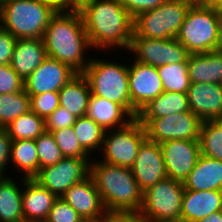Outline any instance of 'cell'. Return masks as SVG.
Returning a JSON list of instances; mask_svg holds the SVG:
<instances>
[{"instance_id":"cell-1","label":"cell","mask_w":222,"mask_h":222,"mask_svg":"<svg viewBox=\"0 0 222 222\" xmlns=\"http://www.w3.org/2000/svg\"><path fill=\"white\" fill-rule=\"evenodd\" d=\"M79 12L92 50H129L133 17L118 0H93Z\"/></svg>"},{"instance_id":"cell-2","label":"cell","mask_w":222,"mask_h":222,"mask_svg":"<svg viewBox=\"0 0 222 222\" xmlns=\"http://www.w3.org/2000/svg\"><path fill=\"white\" fill-rule=\"evenodd\" d=\"M42 39L47 57L68 64L77 73H82L90 63L91 56L88 58L86 54L92 51V47L79 10L59 8L50 19Z\"/></svg>"},{"instance_id":"cell-3","label":"cell","mask_w":222,"mask_h":222,"mask_svg":"<svg viewBox=\"0 0 222 222\" xmlns=\"http://www.w3.org/2000/svg\"><path fill=\"white\" fill-rule=\"evenodd\" d=\"M96 159L91 160L89 176L99 191L105 208L139 211L142 206L143 191L134 178L131 168Z\"/></svg>"},{"instance_id":"cell-4","label":"cell","mask_w":222,"mask_h":222,"mask_svg":"<svg viewBox=\"0 0 222 222\" xmlns=\"http://www.w3.org/2000/svg\"><path fill=\"white\" fill-rule=\"evenodd\" d=\"M58 9L49 0H5L0 3V26L16 39H42Z\"/></svg>"},{"instance_id":"cell-5","label":"cell","mask_w":222,"mask_h":222,"mask_svg":"<svg viewBox=\"0 0 222 222\" xmlns=\"http://www.w3.org/2000/svg\"><path fill=\"white\" fill-rule=\"evenodd\" d=\"M222 12L212 6H191L176 39L190 54L218 50Z\"/></svg>"},{"instance_id":"cell-6","label":"cell","mask_w":222,"mask_h":222,"mask_svg":"<svg viewBox=\"0 0 222 222\" xmlns=\"http://www.w3.org/2000/svg\"><path fill=\"white\" fill-rule=\"evenodd\" d=\"M120 63L91 56L90 63L82 74L89 83L92 95L116 102L131 114L128 63Z\"/></svg>"},{"instance_id":"cell-7","label":"cell","mask_w":222,"mask_h":222,"mask_svg":"<svg viewBox=\"0 0 222 222\" xmlns=\"http://www.w3.org/2000/svg\"><path fill=\"white\" fill-rule=\"evenodd\" d=\"M183 183L169 177L143 192L139 212L148 222H166L181 217Z\"/></svg>"},{"instance_id":"cell-8","label":"cell","mask_w":222,"mask_h":222,"mask_svg":"<svg viewBox=\"0 0 222 222\" xmlns=\"http://www.w3.org/2000/svg\"><path fill=\"white\" fill-rule=\"evenodd\" d=\"M146 138L145 128L136 118L122 128L107 130L98 152L102 155L99 161L131 168L138 148Z\"/></svg>"},{"instance_id":"cell-9","label":"cell","mask_w":222,"mask_h":222,"mask_svg":"<svg viewBox=\"0 0 222 222\" xmlns=\"http://www.w3.org/2000/svg\"><path fill=\"white\" fill-rule=\"evenodd\" d=\"M137 120L144 126L147 139L158 144L168 140L199 141L202 121L191 111Z\"/></svg>"},{"instance_id":"cell-10","label":"cell","mask_w":222,"mask_h":222,"mask_svg":"<svg viewBox=\"0 0 222 222\" xmlns=\"http://www.w3.org/2000/svg\"><path fill=\"white\" fill-rule=\"evenodd\" d=\"M127 53H133L134 60L156 68L184 63L190 54L176 38L154 39L139 36H132Z\"/></svg>"},{"instance_id":"cell-11","label":"cell","mask_w":222,"mask_h":222,"mask_svg":"<svg viewBox=\"0 0 222 222\" xmlns=\"http://www.w3.org/2000/svg\"><path fill=\"white\" fill-rule=\"evenodd\" d=\"M91 160L64 157L56 164L41 169L34 179L57 198H61L71 186L89 177Z\"/></svg>"},{"instance_id":"cell-12","label":"cell","mask_w":222,"mask_h":222,"mask_svg":"<svg viewBox=\"0 0 222 222\" xmlns=\"http://www.w3.org/2000/svg\"><path fill=\"white\" fill-rule=\"evenodd\" d=\"M128 82L131 101V115L136 118L138 112L155 99L164 88L156 67L130 59Z\"/></svg>"},{"instance_id":"cell-13","label":"cell","mask_w":222,"mask_h":222,"mask_svg":"<svg viewBox=\"0 0 222 222\" xmlns=\"http://www.w3.org/2000/svg\"><path fill=\"white\" fill-rule=\"evenodd\" d=\"M160 147L167 176L183 183L201 156L199 141L168 140Z\"/></svg>"},{"instance_id":"cell-14","label":"cell","mask_w":222,"mask_h":222,"mask_svg":"<svg viewBox=\"0 0 222 222\" xmlns=\"http://www.w3.org/2000/svg\"><path fill=\"white\" fill-rule=\"evenodd\" d=\"M131 170L143 192L158 181L167 178L160 144L146 138L138 148Z\"/></svg>"},{"instance_id":"cell-15","label":"cell","mask_w":222,"mask_h":222,"mask_svg":"<svg viewBox=\"0 0 222 222\" xmlns=\"http://www.w3.org/2000/svg\"><path fill=\"white\" fill-rule=\"evenodd\" d=\"M77 72L68 64L47 57L24 81L28 94H41L59 90L72 79Z\"/></svg>"},{"instance_id":"cell-16","label":"cell","mask_w":222,"mask_h":222,"mask_svg":"<svg viewBox=\"0 0 222 222\" xmlns=\"http://www.w3.org/2000/svg\"><path fill=\"white\" fill-rule=\"evenodd\" d=\"M86 222H98L106 208L92 178L71 186L62 196Z\"/></svg>"},{"instance_id":"cell-17","label":"cell","mask_w":222,"mask_h":222,"mask_svg":"<svg viewBox=\"0 0 222 222\" xmlns=\"http://www.w3.org/2000/svg\"><path fill=\"white\" fill-rule=\"evenodd\" d=\"M187 97L191 112L201 121L222 119V84L191 83Z\"/></svg>"},{"instance_id":"cell-18","label":"cell","mask_w":222,"mask_h":222,"mask_svg":"<svg viewBox=\"0 0 222 222\" xmlns=\"http://www.w3.org/2000/svg\"><path fill=\"white\" fill-rule=\"evenodd\" d=\"M56 199L34 178H23L22 210L25 222H44Z\"/></svg>"},{"instance_id":"cell-19","label":"cell","mask_w":222,"mask_h":222,"mask_svg":"<svg viewBox=\"0 0 222 222\" xmlns=\"http://www.w3.org/2000/svg\"><path fill=\"white\" fill-rule=\"evenodd\" d=\"M46 58L43 39H17L10 66L25 81Z\"/></svg>"},{"instance_id":"cell-20","label":"cell","mask_w":222,"mask_h":222,"mask_svg":"<svg viewBox=\"0 0 222 222\" xmlns=\"http://www.w3.org/2000/svg\"><path fill=\"white\" fill-rule=\"evenodd\" d=\"M218 211H222V191H184L181 205V218L191 222H197L209 216L211 213Z\"/></svg>"},{"instance_id":"cell-21","label":"cell","mask_w":222,"mask_h":222,"mask_svg":"<svg viewBox=\"0 0 222 222\" xmlns=\"http://www.w3.org/2000/svg\"><path fill=\"white\" fill-rule=\"evenodd\" d=\"M86 116L92 118L105 131L122 128L134 120L122 105L92 94Z\"/></svg>"},{"instance_id":"cell-22","label":"cell","mask_w":222,"mask_h":222,"mask_svg":"<svg viewBox=\"0 0 222 222\" xmlns=\"http://www.w3.org/2000/svg\"><path fill=\"white\" fill-rule=\"evenodd\" d=\"M187 68L191 83L222 84V50L189 54Z\"/></svg>"},{"instance_id":"cell-23","label":"cell","mask_w":222,"mask_h":222,"mask_svg":"<svg viewBox=\"0 0 222 222\" xmlns=\"http://www.w3.org/2000/svg\"><path fill=\"white\" fill-rule=\"evenodd\" d=\"M185 190L222 191V161L201 155L183 182Z\"/></svg>"},{"instance_id":"cell-24","label":"cell","mask_w":222,"mask_h":222,"mask_svg":"<svg viewBox=\"0 0 222 222\" xmlns=\"http://www.w3.org/2000/svg\"><path fill=\"white\" fill-rule=\"evenodd\" d=\"M58 93L61 107L76 117L86 116L91 91L89 83L82 73H77Z\"/></svg>"},{"instance_id":"cell-25","label":"cell","mask_w":222,"mask_h":222,"mask_svg":"<svg viewBox=\"0 0 222 222\" xmlns=\"http://www.w3.org/2000/svg\"><path fill=\"white\" fill-rule=\"evenodd\" d=\"M18 185L12 176L0 177V222H25L22 210L23 177Z\"/></svg>"},{"instance_id":"cell-26","label":"cell","mask_w":222,"mask_h":222,"mask_svg":"<svg viewBox=\"0 0 222 222\" xmlns=\"http://www.w3.org/2000/svg\"><path fill=\"white\" fill-rule=\"evenodd\" d=\"M191 111L187 93L162 92L142 108L136 119H155Z\"/></svg>"},{"instance_id":"cell-27","label":"cell","mask_w":222,"mask_h":222,"mask_svg":"<svg viewBox=\"0 0 222 222\" xmlns=\"http://www.w3.org/2000/svg\"><path fill=\"white\" fill-rule=\"evenodd\" d=\"M10 167L23 178H34L39 173V159L35 141L32 139L14 140L11 143ZM25 174V175H24Z\"/></svg>"},{"instance_id":"cell-28","label":"cell","mask_w":222,"mask_h":222,"mask_svg":"<svg viewBox=\"0 0 222 222\" xmlns=\"http://www.w3.org/2000/svg\"><path fill=\"white\" fill-rule=\"evenodd\" d=\"M72 127L80 146L90 156H95L102 148L106 131L88 116L77 117Z\"/></svg>"},{"instance_id":"cell-29","label":"cell","mask_w":222,"mask_h":222,"mask_svg":"<svg viewBox=\"0 0 222 222\" xmlns=\"http://www.w3.org/2000/svg\"><path fill=\"white\" fill-rule=\"evenodd\" d=\"M30 110V96L25 89L16 93L0 94V128H6Z\"/></svg>"},{"instance_id":"cell-30","label":"cell","mask_w":222,"mask_h":222,"mask_svg":"<svg viewBox=\"0 0 222 222\" xmlns=\"http://www.w3.org/2000/svg\"><path fill=\"white\" fill-rule=\"evenodd\" d=\"M190 7L184 0H165L160 5L163 39L176 38Z\"/></svg>"},{"instance_id":"cell-31","label":"cell","mask_w":222,"mask_h":222,"mask_svg":"<svg viewBox=\"0 0 222 222\" xmlns=\"http://www.w3.org/2000/svg\"><path fill=\"white\" fill-rule=\"evenodd\" d=\"M6 130L14 140L37 139L45 130V120L31 110L12 121Z\"/></svg>"},{"instance_id":"cell-32","label":"cell","mask_w":222,"mask_h":222,"mask_svg":"<svg viewBox=\"0 0 222 222\" xmlns=\"http://www.w3.org/2000/svg\"><path fill=\"white\" fill-rule=\"evenodd\" d=\"M199 143L201 155L222 161V119L202 121Z\"/></svg>"},{"instance_id":"cell-33","label":"cell","mask_w":222,"mask_h":222,"mask_svg":"<svg viewBox=\"0 0 222 222\" xmlns=\"http://www.w3.org/2000/svg\"><path fill=\"white\" fill-rule=\"evenodd\" d=\"M165 92L187 93L190 87L187 61L157 67Z\"/></svg>"},{"instance_id":"cell-34","label":"cell","mask_w":222,"mask_h":222,"mask_svg":"<svg viewBox=\"0 0 222 222\" xmlns=\"http://www.w3.org/2000/svg\"><path fill=\"white\" fill-rule=\"evenodd\" d=\"M133 36L163 39V21L160 5L133 18Z\"/></svg>"},{"instance_id":"cell-35","label":"cell","mask_w":222,"mask_h":222,"mask_svg":"<svg viewBox=\"0 0 222 222\" xmlns=\"http://www.w3.org/2000/svg\"><path fill=\"white\" fill-rule=\"evenodd\" d=\"M34 141L38 152L39 171L56 164L64 158L51 132L44 131Z\"/></svg>"},{"instance_id":"cell-36","label":"cell","mask_w":222,"mask_h":222,"mask_svg":"<svg viewBox=\"0 0 222 222\" xmlns=\"http://www.w3.org/2000/svg\"><path fill=\"white\" fill-rule=\"evenodd\" d=\"M51 133L64 157L93 158L80 146L72 126Z\"/></svg>"},{"instance_id":"cell-37","label":"cell","mask_w":222,"mask_h":222,"mask_svg":"<svg viewBox=\"0 0 222 222\" xmlns=\"http://www.w3.org/2000/svg\"><path fill=\"white\" fill-rule=\"evenodd\" d=\"M28 95L30 96L31 111L44 120L60 106L58 92L49 91Z\"/></svg>"},{"instance_id":"cell-38","label":"cell","mask_w":222,"mask_h":222,"mask_svg":"<svg viewBox=\"0 0 222 222\" xmlns=\"http://www.w3.org/2000/svg\"><path fill=\"white\" fill-rule=\"evenodd\" d=\"M44 222H86L68 203L57 198Z\"/></svg>"},{"instance_id":"cell-39","label":"cell","mask_w":222,"mask_h":222,"mask_svg":"<svg viewBox=\"0 0 222 222\" xmlns=\"http://www.w3.org/2000/svg\"><path fill=\"white\" fill-rule=\"evenodd\" d=\"M24 83V80L11 68L10 64L0 65V94L22 91Z\"/></svg>"},{"instance_id":"cell-40","label":"cell","mask_w":222,"mask_h":222,"mask_svg":"<svg viewBox=\"0 0 222 222\" xmlns=\"http://www.w3.org/2000/svg\"><path fill=\"white\" fill-rule=\"evenodd\" d=\"M77 117L69 113L66 109L59 106L53 113H51L45 120V130L48 132L72 126Z\"/></svg>"},{"instance_id":"cell-41","label":"cell","mask_w":222,"mask_h":222,"mask_svg":"<svg viewBox=\"0 0 222 222\" xmlns=\"http://www.w3.org/2000/svg\"><path fill=\"white\" fill-rule=\"evenodd\" d=\"M98 222H148L139 211L106 209Z\"/></svg>"},{"instance_id":"cell-42","label":"cell","mask_w":222,"mask_h":222,"mask_svg":"<svg viewBox=\"0 0 222 222\" xmlns=\"http://www.w3.org/2000/svg\"><path fill=\"white\" fill-rule=\"evenodd\" d=\"M16 38L0 26V65H8L11 62Z\"/></svg>"},{"instance_id":"cell-43","label":"cell","mask_w":222,"mask_h":222,"mask_svg":"<svg viewBox=\"0 0 222 222\" xmlns=\"http://www.w3.org/2000/svg\"><path fill=\"white\" fill-rule=\"evenodd\" d=\"M123 7L134 18L138 14L154 9L161 5L165 0H118Z\"/></svg>"},{"instance_id":"cell-44","label":"cell","mask_w":222,"mask_h":222,"mask_svg":"<svg viewBox=\"0 0 222 222\" xmlns=\"http://www.w3.org/2000/svg\"><path fill=\"white\" fill-rule=\"evenodd\" d=\"M11 143L12 139L9 137L6 128H0V177H6V170H8V168L11 166Z\"/></svg>"},{"instance_id":"cell-45","label":"cell","mask_w":222,"mask_h":222,"mask_svg":"<svg viewBox=\"0 0 222 222\" xmlns=\"http://www.w3.org/2000/svg\"><path fill=\"white\" fill-rule=\"evenodd\" d=\"M93 0H64V10H80Z\"/></svg>"},{"instance_id":"cell-46","label":"cell","mask_w":222,"mask_h":222,"mask_svg":"<svg viewBox=\"0 0 222 222\" xmlns=\"http://www.w3.org/2000/svg\"><path fill=\"white\" fill-rule=\"evenodd\" d=\"M197 222H222V211L211 213L209 216L204 217Z\"/></svg>"},{"instance_id":"cell-47","label":"cell","mask_w":222,"mask_h":222,"mask_svg":"<svg viewBox=\"0 0 222 222\" xmlns=\"http://www.w3.org/2000/svg\"><path fill=\"white\" fill-rule=\"evenodd\" d=\"M190 6H212V0H184Z\"/></svg>"},{"instance_id":"cell-48","label":"cell","mask_w":222,"mask_h":222,"mask_svg":"<svg viewBox=\"0 0 222 222\" xmlns=\"http://www.w3.org/2000/svg\"><path fill=\"white\" fill-rule=\"evenodd\" d=\"M212 7L222 12V0H212Z\"/></svg>"},{"instance_id":"cell-49","label":"cell","mask_w":222,"mask_h":222,"mask_svg":"<svg viewBox=\"0 0 222 222\" xmlns=\"http://www.w3.org/2000/svg\"><path fill=\"white\" fill-rule=\"evenodd\" d=\"M54 2L60 9H64V0H49Z\"/></svg>"},{"instance_id":"cell-50","label":"cell","mask_w":222,"mask_h":222,"mask_svg":"<svg viewBox=\"0 0 222 222\" xmlns=\"http://www.w3.org/2000/svg\"><path fill=\"white\" fill-rule=\"evenodd\" d=\"M166 222H191V221L180 217V218H176V219L169 220V221H166Z\"/></svg>"},{"instance_id":"cell-51","label":"cell","mask_w":222,"mask_h":222,"mask_svg":"<svg viewBox=\"0 0 222 222\" xmlns=\"http://www.w3.org/2000/svg\"><path fill=\"white\" fill-rule=\"evenodd\" d=\"M219 49L222 50V17H221V33H220V44Z\"/></svg>"}]
</instances>
